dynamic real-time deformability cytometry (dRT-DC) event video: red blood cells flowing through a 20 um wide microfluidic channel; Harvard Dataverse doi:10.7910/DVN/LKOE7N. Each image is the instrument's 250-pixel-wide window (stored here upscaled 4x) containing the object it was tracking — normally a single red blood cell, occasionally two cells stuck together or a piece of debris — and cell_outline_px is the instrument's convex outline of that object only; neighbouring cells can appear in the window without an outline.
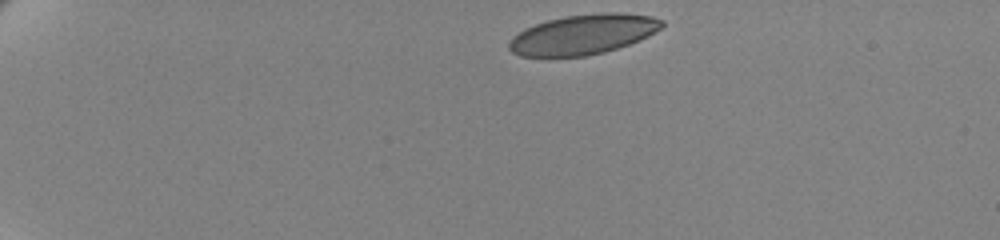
{"species": "human", "species_latin": "Homo sapiens", "temperature_condition": "cold", "stored_images_in_passage": 46, "camera_frame_rate_fps": 3000, "um_per_image_px": 0.085, "donor": {"sex": "female"}, "frame": {"image": 1, "passage_image": 1, "time_ms": 0.0, "image_size_px": [1000, 240], "cell_outline_px": [[664, 24], [660, 28], [648, 36], [628, 44], [604, 52], [584, 56], [520, 56], [512, 52], [508, 48], [508, 44], [512, 36], [524, 28], [548, 20], [564, 16], [604, 12], [616, 12], [652, 16], [664, 20]], "centroid_in_image_um": [49.55, 2.92], "position_along_channel_um": 35.5, "area_um2": 35.43}}
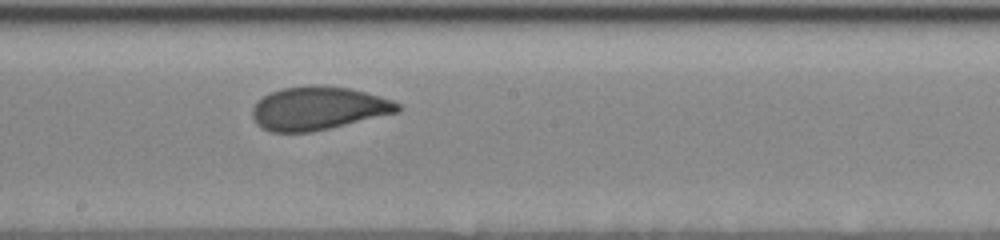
{"frame": {"image": 2, "passage_image": 25, "time_ms": 8.0, "image_size_px": [1000, 240], "cell_outline_px": [[404, 108], [400, 112], [332, 128], [312, 132], [272, 132], [260, 128], [256, 124], [252, 116], [252, 108], [264, 96], [280, 88], [308, 84], [316, 84], [348, 88], [380, 96], [392, 100], [400, 104]], "centroid_in_image_um": [27.07, 9.21], "position_along_channel_um": 221.1, "area_um2": 37.11}}
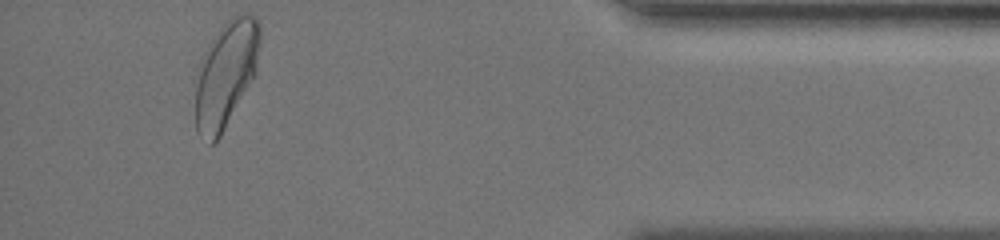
{"frame": {"image": 3, "passage_image": 45, "time_ms": 14.667, "image_size_px": [1000, 240], "cell_outline_px": [[260, 44], [256, 72], [252, 80], [220, 136], [212, 144], [208, 144], [196, 132], [196, 68], [212, 36], [236, 12], [240, 12], [252, 16], [260, 24]], "centroid_in_image_um": [19.18, 6.28], "position_along_channel_um": 416.0, "area_um2": 40.17}, "authors_computed_cell_mechanics": {"area_um2": 36.9342, "velocity_mm_per_s": 3.4419, "shape_relaxation_time_tau1_ms": 4.7173, "shape_relaxation_time_tau2_ms": null, "deformation_change_tau1": 0.1387, "deformation_change_tau2": null}}